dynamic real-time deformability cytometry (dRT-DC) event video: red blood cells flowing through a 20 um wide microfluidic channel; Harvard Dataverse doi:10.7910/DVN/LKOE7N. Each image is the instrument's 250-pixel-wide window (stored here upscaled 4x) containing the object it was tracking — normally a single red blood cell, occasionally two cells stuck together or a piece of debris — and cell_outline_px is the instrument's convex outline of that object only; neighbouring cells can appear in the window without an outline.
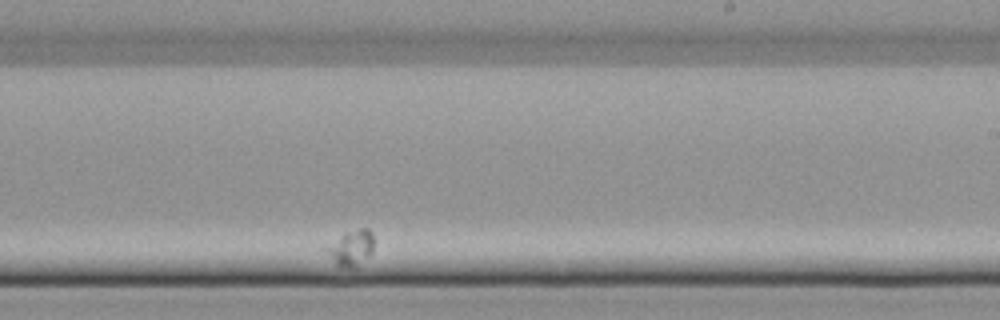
{"species": "common noctule bat (a hibernating species)", "species_latin": "Nyctalus noctula", "temperature_condition": "cold", "stored_images_in_passage": 33, "segment_of_instrument_passage": [2, 2], "camera_frame_rate_fps": 3000, "um_per_image_px": 0.085, "animal": {"sex": "female", "body_mass_g": 22.7, "forearm_length_mm": 54.2}, "frame": {"image": 1, "passage_image": 23, "time_ms": 7.333, "image_size_px": [1000, 320], "cell_outline_px": [[372, 252], [356, 268], [340, 268], [320, 248], [344, 232], [360, 228], [368, 228], [372, 232]], "centroid_in_image_um": [29.75, 21.08], "position_along_channel_um": 259.2, "area_um2": 10.29}}
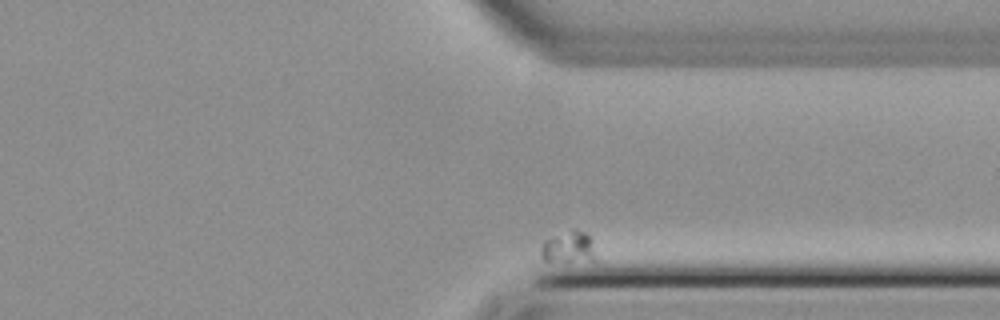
{"frame": {"image": 2, "passage_image": 33, "time_ms": 10.667, "image_size_px": [1000, 320], "cell_outline_px": [[596, 260], [544, 260], [540, 256], [540, 248], [544, 240], [552, 236], [572, 228], [584, 232], [592, 240]], "centroid_in_image_um": [48.3, 20.97], "position_along_channel_um": 363.1, "area_um2": 10.0}}